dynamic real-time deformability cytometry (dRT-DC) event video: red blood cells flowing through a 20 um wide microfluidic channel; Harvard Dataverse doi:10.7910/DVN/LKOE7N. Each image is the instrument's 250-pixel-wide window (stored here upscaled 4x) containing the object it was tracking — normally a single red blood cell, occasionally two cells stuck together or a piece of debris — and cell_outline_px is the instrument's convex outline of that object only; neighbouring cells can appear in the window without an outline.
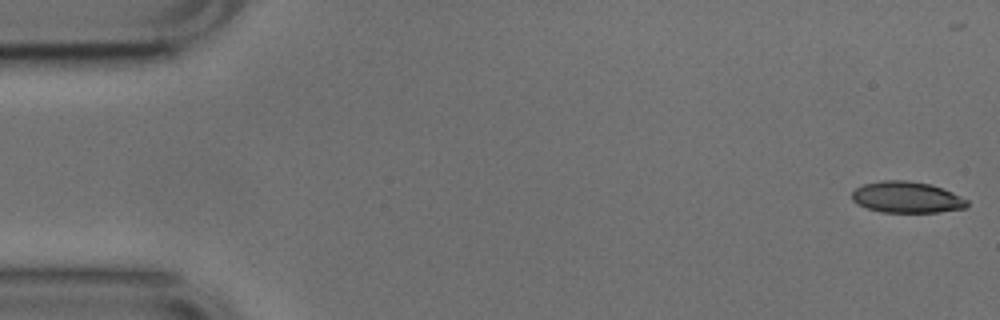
{"species": "common noctule bat (a hibernating species)", "species_latin": "Nyctalus noctula", "temperature_condition": "cold", "stored_images_in_passage": 41, "camera_frame_rate_fps": 3000, "um_per_image_px": 0.085, "animal": {"sex": "male", "body_mass_g": 17.9, "forearm_length_mm": 54.2}, "frame": {"image": 1, "passage_image": 1, "time_ms": 0.0, "image_size_px": [1000, 320], "cell_outline_px": [[968, 208], [940, 212], [880, 212], [856, 204], [852, 200], [852, 192], [856, 188], [864, 184], [884, 180], [908, 180], [932, 184], [944, 188], [968, 200]], "centroid_in_image_um": [77.1, 16.76], "position_along_channel_um": 7.9, "area_um2": 21.21}}
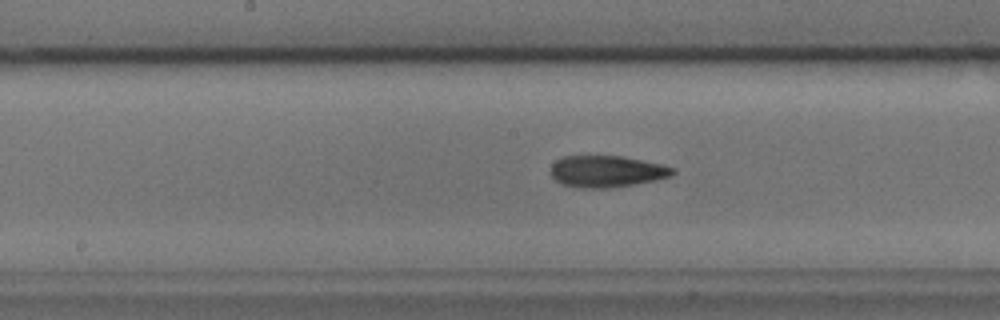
{"frame": {"image": 2, "passage_image": 26, "time_ms": 8.333, "image_size_px": [1000, 320], "cell_outline_px": [[676, 172], [672, 176], [656, 180], [608, 188], [580, 188], [560, 184], [548, 172], [552, 164], [556, 160], [564, 156], [624, 156], [660, 164], [676, 168]], "centroid_in_image_um": [51.55, 14.57], "position_along_channel_um": 196.6, "area_um2": 22.66}}
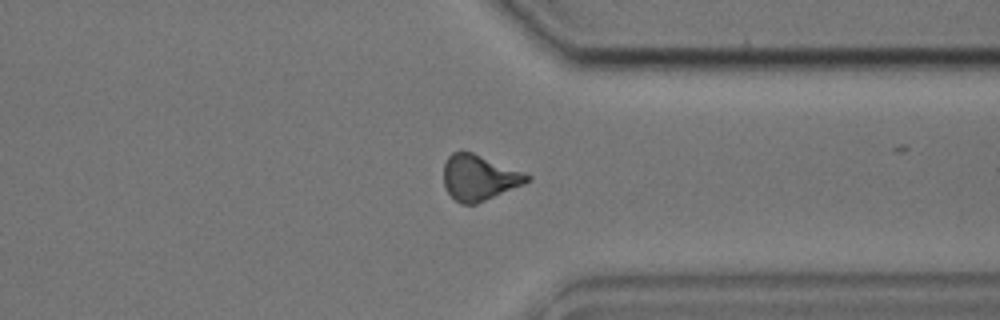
{"frame": {"image": 3, "passage_image": 40, "time_ms": 13.0, "image_size_px": [1000, 320], "cell_outline_px": [[532, 180], [476, 204], [460, 204], [444, 188], [444, 164], [448, 156], [452, 152], [472, 152], [532, 176]], "centroid_in_image_um": [40.7, 15.1], "position_along_channel_um": 370.7, "area_um2": 21.79}}